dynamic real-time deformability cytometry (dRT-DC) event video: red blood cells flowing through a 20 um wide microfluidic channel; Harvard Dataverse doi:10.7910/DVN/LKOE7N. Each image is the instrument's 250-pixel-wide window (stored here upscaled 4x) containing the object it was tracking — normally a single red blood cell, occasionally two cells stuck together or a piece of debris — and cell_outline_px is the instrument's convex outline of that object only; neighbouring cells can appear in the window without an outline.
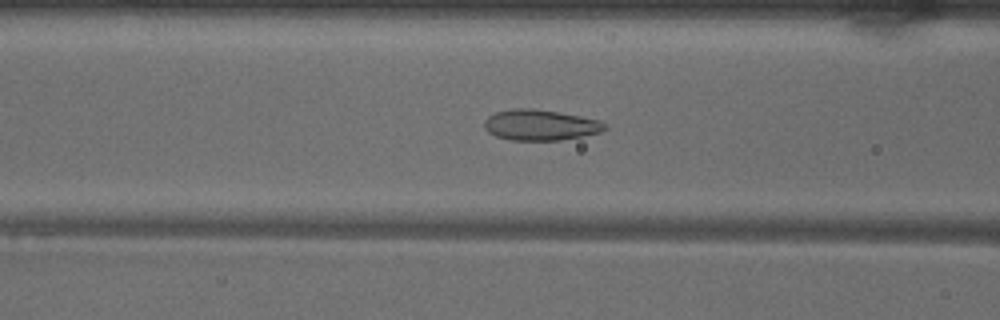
{"species": "common noctule bat (a hibernating species)", "species_latin": "Nyctalus noctula", "temperature_condition": "warm", "stored_images_in_passage": 50, "segment_of_instrument_passage": [1, 2], "camera_frame_rate_fps": 3000, "um_per_image_px": 0.085, "animal": {"sex": "male", "body_mass_g": 18.8}, "frame": {"image": 1, "passage_image": 18, "time_ms": 5.667, "image_size_px": [1000, 320], "cell_outline_px": [[608, 128], [600, 132], [560, 140], [512, 140], [496, 136], [488, 132], [484, 128], [484, 120], [488, 116], [496, 112], [512, 108], [532, 108], [560, 112], [600, 120], [608, 124]], "centroid_in_image_um": [45.93, 10.61], "position_along_channel_um": 120.7, "area_um2": 21.68}}
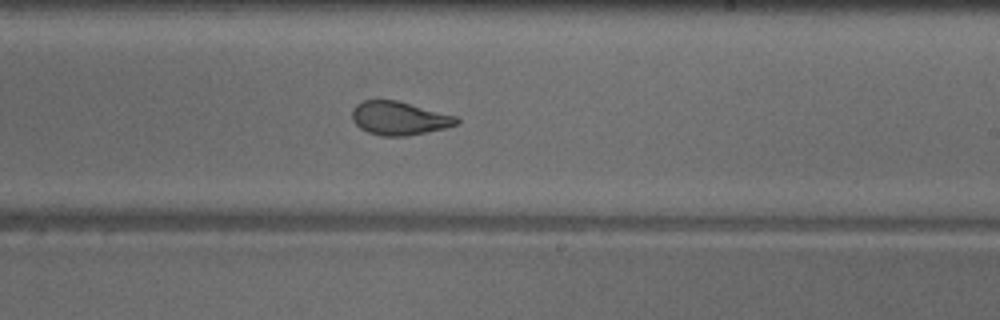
{"frame": {"image": 2, "passage_image": 28, "time_ms": 9.0, "image_size_px": [1000, 320], "cell_outline_px": [[460, 120], [456, 124], [444, 128], [404, 136], [384, 136], [368, 132], [360, 128], [352, 120], [352, 108], [356, 104], [364, 100], [396, 100], [456, 116]], "centroid_in_image_um": [33.89, 10.04], "position_along_channel_um": 255.1, "area_um2": 20.11}}
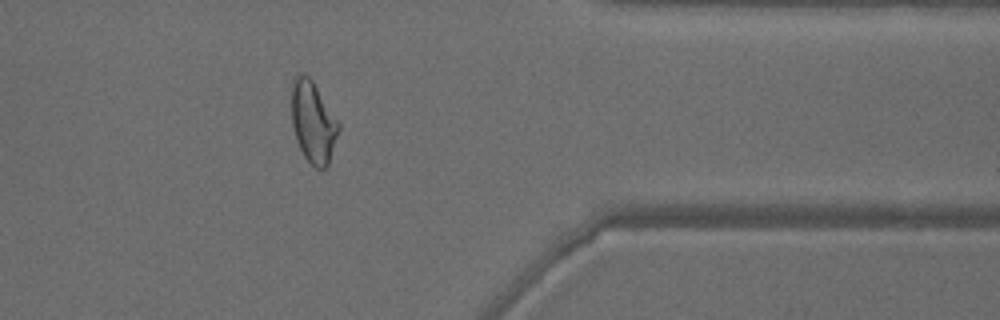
{"frame": {"image": 3, "passage_image": 39, "time_ms": 12.667, "image_size_px": [1000, 320], "cell_outline_px": [[340, 128], [328, 164], [324, 168], [316, 168], [304, 156], [296, 140], [292, 124], [292, 80], [300, 72], [308, 76], [312, 80], [340, 124]], "centroid_in_image_um": [26.61, 10.36], "position_along_channel_um": 384.8, "area_um2": 22.02}}